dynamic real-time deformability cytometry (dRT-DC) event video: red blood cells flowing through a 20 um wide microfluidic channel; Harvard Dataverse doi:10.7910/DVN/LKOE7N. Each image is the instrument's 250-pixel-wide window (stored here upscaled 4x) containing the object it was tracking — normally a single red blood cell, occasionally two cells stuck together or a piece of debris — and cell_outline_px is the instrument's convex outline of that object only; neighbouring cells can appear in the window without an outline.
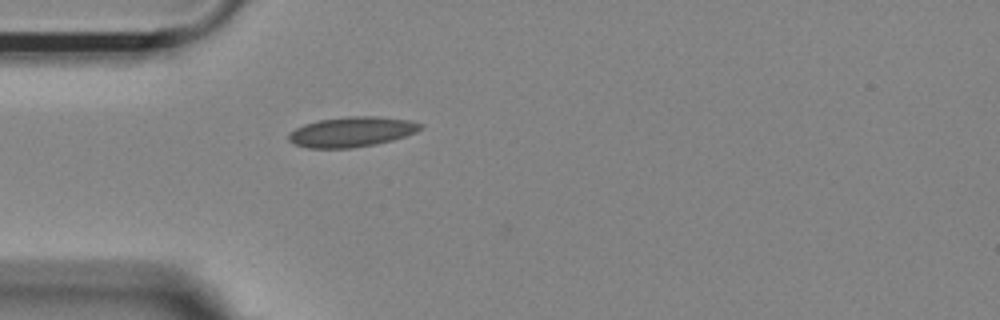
{"species": "Egyptian fruit bat (a non-hibernating species)", "species_latin": "Rousettus aegyptiacus", "temperature_condition": "room temperature", "stored_images_in_passage": 42, "camera_frame_rate_fps": 3000, "um_per_image_px": 0.085, "animal": {"sex": "female"}, "frame": {"image": 1, "passage_image": 3, "time_ms": 0.667, "image_size_px": [1000, 320], "cell_outline_px": [[424, 128], [416, 132], [392, 140], [376, 144], [352, 148], [308, 148], [296, 144], [288, 140], [288, 132], [304, 124], [320, 120], [348, 116], [376, 116], [412, 120], [424, 124]], "centroid_in_image_um": [29.93, 11.2], "position_along_channel_um": 55.1, "area_um2": 23.24}}
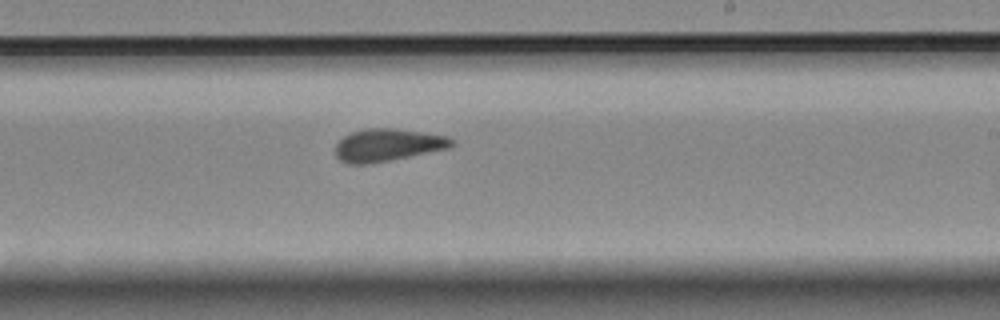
{"frame": {"image": 2, "passage_image": 20, "time_ms": 6.333, "image_size_px": [1000, 320], "cell_outline_px": [[456, 144], [448, 148], [368, 164], [348, 164], [340, 160], [336, 156], [336, 144], [344, 136], [352, 132], [368, 128], [392, 128], [448, 136], [456, 140]], "centroid_in_image_um": [32.95, 12.32], "position_along_channel_um": 256.0, "area_um2": 21.79}}
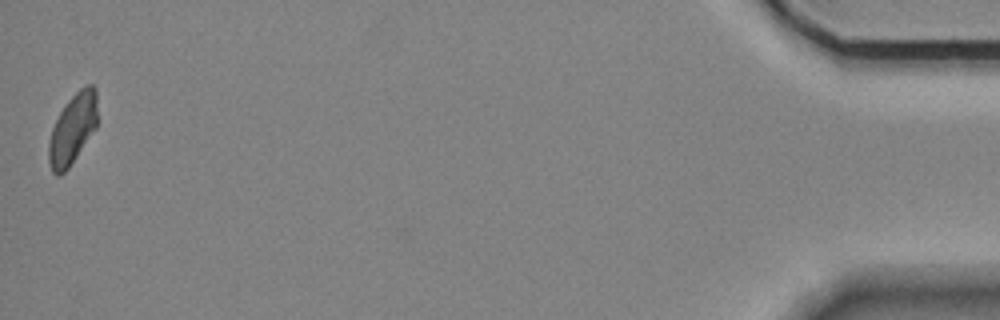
{"frame": {"image": 3, "passage_image": 42, "time_ms": 13.667, "image_size_px": [1000, 320], "cell_outline_px": [[96, 128], [68, 168], [60, 176], [56, 176], [52, 172], [48, 164], [48, 144], [52, 128], [64, 104], [80, 88], [88, 84], [92, 84], [96, 88]], "centroid_in_image_um": [6.15, 10.98], "position_along_channel_um": 429.1, "area_um2": 19.88}, "authors_computed_cell_mechanics": {"area_um2": 21.3571, "velocity_mm_per_s": 3.6259, "shape_relaxation_time_tau1_ms": null, "shape_relaxation_time_tau2_ms": 2.9277, "deformation_change_tau1": null, "deformation_change_tau2": 0.0762}}